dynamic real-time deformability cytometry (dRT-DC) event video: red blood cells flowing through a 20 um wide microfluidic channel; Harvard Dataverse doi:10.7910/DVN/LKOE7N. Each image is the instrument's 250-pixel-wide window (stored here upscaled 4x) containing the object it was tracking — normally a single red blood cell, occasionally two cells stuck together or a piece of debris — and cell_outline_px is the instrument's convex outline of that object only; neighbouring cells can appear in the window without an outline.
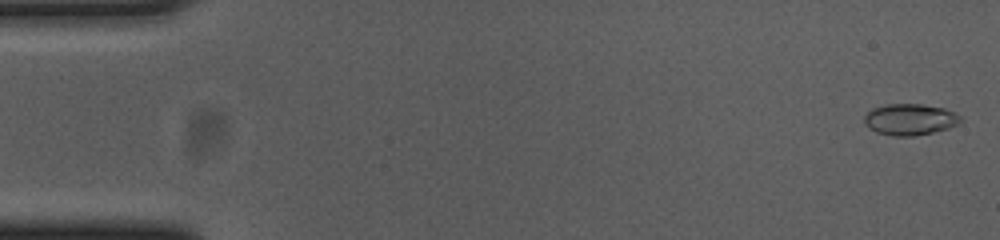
{"species": "common noctule bat (a hibernating species)", "species_latin": "Nyctalus noctula", "temperature_condition": "cold", "stored_images_in_passage": 55, "camera_frame_rate_fps": 3000, "um_per_image_px": 0.085, "animal": {"sex": "female", "body_mass_g": 23.0, "forearm_length_mm": 53.4}, "frame": {"image": 1, "passage_image": 1, "time_ms": 0.0, "image_size_px": [1000, 240], "cell_outline_px": [[964, 120], [960, 124], [948, 128], [916, 136], [892, 136], [876, 132], [868, 128], [864, 124], [864, 116], [872, 108], [884, 104], [920, 104], [944, 108], [960, 116]], "centroid_in_image_um": [77.33, 10.16], "position_along_channel_um": 7.7, "area_um2": 17.74}}
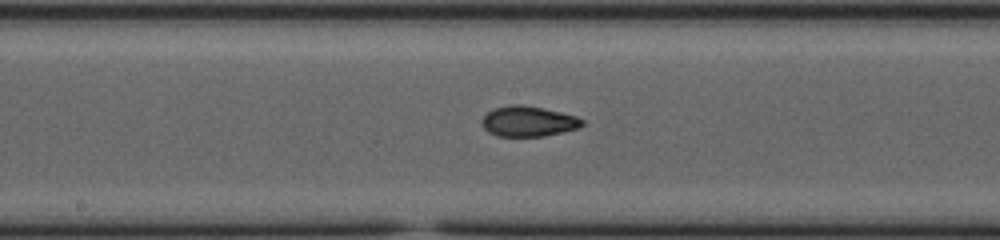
{"frame": {"image": 2, "passage_image": 28, "time_ms": 9.0, "image_size_px": [1000, 240], "cell_outline_px": [[584, 124], [580, 128], [544, 136], [496, 136], [488, 132], [484, 128], [480, 120], [492, 108], [508, 104], [520, 104], [560, 112], [576, 116], [584, 120]], "centroid_in_image_um": [44.88, 10.31], "position_along_channel_um": 203.3, "area_um2": 17.86}}
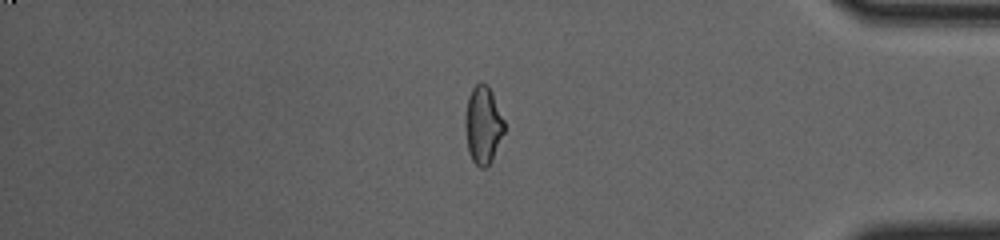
{"frame": {"image": 3, "passage_image": 46, "time_ms": 15.0, "image_size_px": [1000, 240], "cell_outline_px": [[504, 132], [492, 160], [484, 168], [480, 168], [472, 160], [468, 152], [464, 120], [464, 116], [468, 96], [472, 88], [480, 80], [488, 84], [492, 92], [504, 120]], "centroid_in_image_um": [41.04, 10.59], "position_along_channel_um": 394.2, "area_um2": 17.86}, "authors_computed_cell_mechanics": {"area_um2": 17.6868, "velocity_mm_per_s": 3.7043, "shape_relaxation_time_tau1_ms": null, "shape_relaxation_time_tau2_ms": 1.6325, "deformation_change_tau1": null, "deformation_change_tau2": 0.0671}}